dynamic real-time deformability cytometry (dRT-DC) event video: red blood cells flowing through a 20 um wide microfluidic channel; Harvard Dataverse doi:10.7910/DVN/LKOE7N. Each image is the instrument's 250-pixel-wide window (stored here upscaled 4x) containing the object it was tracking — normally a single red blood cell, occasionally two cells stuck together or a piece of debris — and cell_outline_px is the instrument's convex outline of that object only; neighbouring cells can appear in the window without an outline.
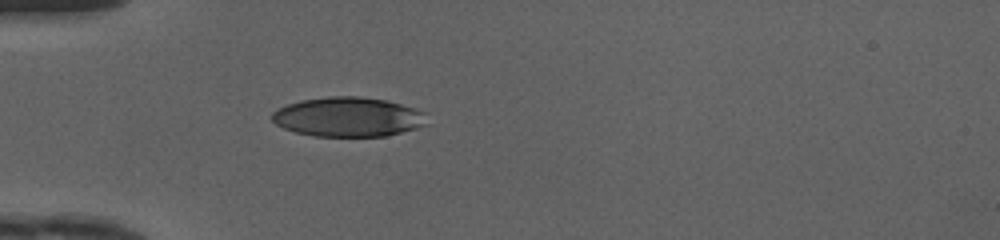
{"species": "human", "species_latin": "Homo sapiens", "temperature_condition": "cold", "stored_images_in_passage": 34, "camera_frame_rate_fps": 3000, "um_per_image_px": 0.085, "donor": {"sex": "female"}, "frame": {"image": 1, "passage_image": 1, "time_ms": 0.0, "image_size_px": [1000, 240], "cell_outline_px": [[428, 124], [416, 128], [384, 136], [312, 136], [296, 132], [284, 128], [276, 124], [272, 120], [272, 112], [276, 108], [300, 100], [328, 96], [360, 96], [388, 100], [416, 108], [428, 112]], "centroid_in_image_um": [29.63, 9.92], "position_along_channel_um": 55.4, "area_um2": 36.13}}
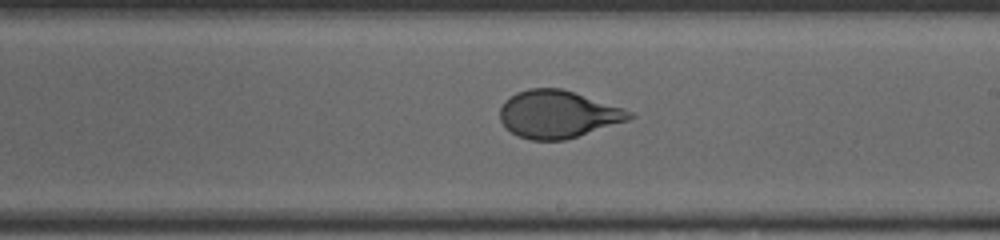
{"frame": {"image": 2, "passage_image": 15, "time_ms": 4.667, "image_size_px": [1000, 240], "cell_outline_px": [[636, 116], [628, 120], [564, 140], [532, 140], [520, 136], [504, 128], [500, 120], [500, 108], [504, 100], [516, 92], [528, 88], [560, 88], [624, 108], [632, 112]], "centroid_in_image_um": [47.38, 9.7], "position_along_channel_um": 241.6, "area_um2": 35.66}}
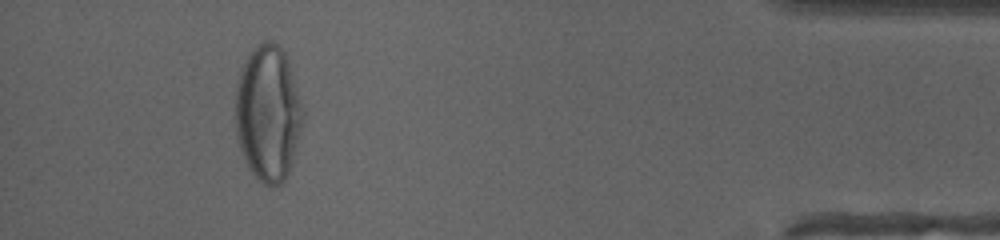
{"frame": {"image": 3, "passage_image": 31, "time_ms": 10.0, "image_size_px": [1000, 240], "cell_outline_px": [[304, 116], [292, 160], [288, 172], [284, 180], [280, 184], [264, 184], [248, 168], [240, 152], [236, 140], [232, 116], [236, 84], [240, 68], [244, 60], [256, 44], [264, 40], [272, 40], [284, 52], [288, 60], [304, 112]], "centroid_in_image_um": [22.71, 9.59], "position_along_channel_um": 412.5, "area_um2": 54.16}, "authors_computed_cell_mechanics": {"area_um2": 37.2521, "velocity_mm_per_s": 4.2002, "shape_relaxation_time_tau1_ms": 4.7834, "shape_relaxation_time_tau2_ms": null, "deformation_change_tau1": 0.2038, "deformation_change_tau2": null}}